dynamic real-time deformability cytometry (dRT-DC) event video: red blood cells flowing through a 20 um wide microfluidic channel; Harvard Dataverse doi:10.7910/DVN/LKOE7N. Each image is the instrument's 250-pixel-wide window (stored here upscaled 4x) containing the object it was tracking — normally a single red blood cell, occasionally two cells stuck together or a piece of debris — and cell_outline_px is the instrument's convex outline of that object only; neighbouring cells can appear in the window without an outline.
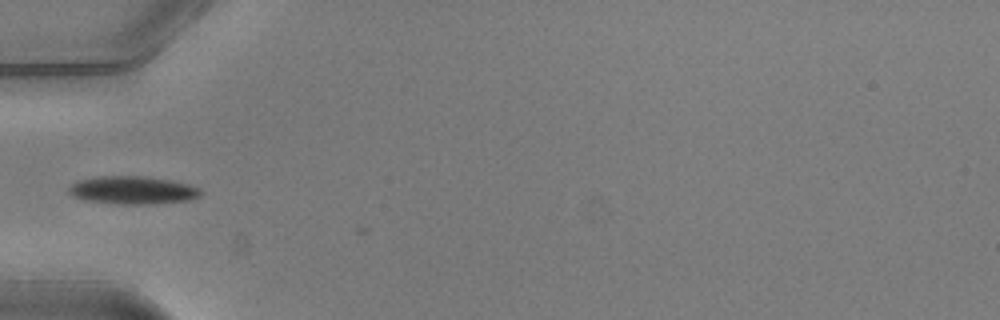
{"species": "common noctule bat (a hibernating species)", "species_latin": "Nyctalus noctula", "temperature_condition": "warm", "stored_images_in_passage": 25, "camera_frame_rate_fps": 3000, "um_per_image_px": 0.085, "animal": {"sex": "male", "body_mass_g": 20.5, "forearm_length_mm": 52.5}, "frame": {"image": 1, "passage_image": 1, "time_ms": 0.0, "image_size_px": [1000, 320], "cell_outline_px": [[204, 192], [200, 196], [188, 200], [152, 204], [120, 204], [84, 200], [72, 196], [68, 192], [68, 188], [72, 184], [80, 180], [100, 176], [144, 176], [172, 180], [188, 184], [200, 188]], "centroid_in_image_um": [11.3, 16.16], "position_along_channel_um": 73.7, "area_um2": 21.56}}
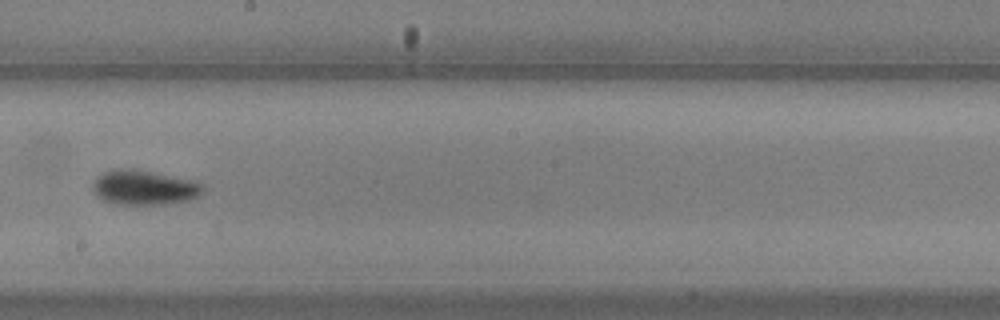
{"frame": {"image": 2, "passage_image": 13, "time_ms": 4.0, "image_size_px": [1000, 320], "cell_outline_px": [[204, 192], [200, 196], [192, 200], [164, 204], [116, 204], [104, 200], [92, 188], [92, 184], [96, 176], [112, 168], [132, 168], [196, 180], [204, 184]], "centroid_in_image_um": [12.31, 15.92], "position_along_channel_um": 235.9, "area_um2": 22.66}}
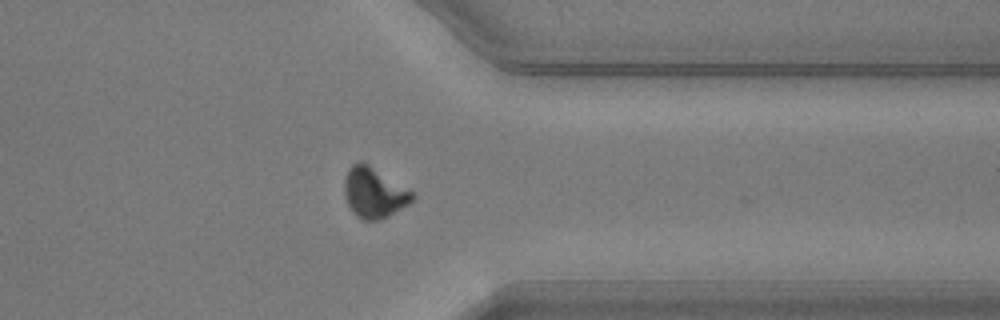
{"frame": {"image": 3, "passage_image": 24, "time_ms": 7.667, "image_size_px": [1000, 320], "cell_outline_px": [[416, 196], [408, 204], [388, 216], [380, 220], [364, 220], [356, 216], [352, 212], [344, 196], [344, 180], [348, 168], [352, 164], [360, 160], [368, 164], [416, 192]], "centroid_in_image_um": [31.8, 16.36], "position_along_channel_um": 379.6, "area_um2": 20.23}}